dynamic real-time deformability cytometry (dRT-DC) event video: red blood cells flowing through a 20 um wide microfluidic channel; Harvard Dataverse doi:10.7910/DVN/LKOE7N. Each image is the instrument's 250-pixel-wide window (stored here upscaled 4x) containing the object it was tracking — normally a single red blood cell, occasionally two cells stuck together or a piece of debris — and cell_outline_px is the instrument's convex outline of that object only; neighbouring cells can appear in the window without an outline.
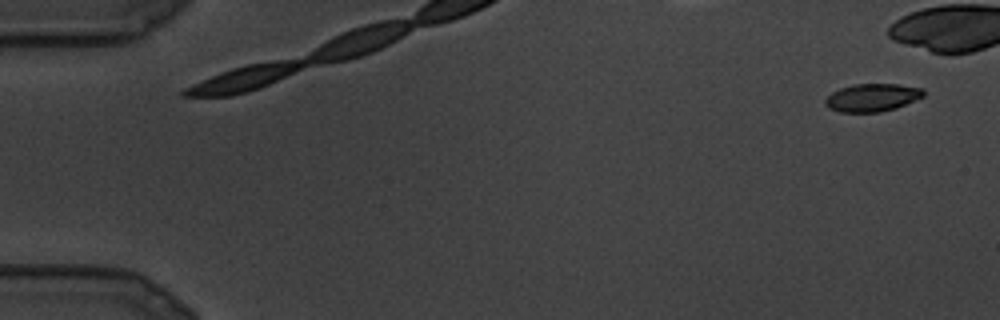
{"species": "common noctule bat (a hibernating species)", "species_latin": "Nyctalus noctula", "temperature_condition": "cold", "stored_images_in_passage": 9, "camera_frame_rate_fps": 3000, "um_per_image_px": 0.085, "animal": {"sex": "male", "body_mass_g": 19.5, "forearm_length_mm": 54.6}, "frame": {"image": 1, "passage_image": 1, "time_ms": 0.0, "image_size_px": [1000, 320], "cell_outline_px": [[924, 96], [896, 108], [880, 112], [840, 112], [828, 108], [824, 104], [824, 100], [832, 92], [840, 88], [852, 84], [896, 84], [924, 88]], "centroid_in_image_um": [74.12, 8.29], "position_along_channel_um": 10.9, "area_um2": 16.01}}